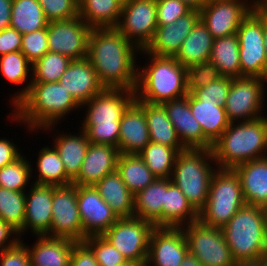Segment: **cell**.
<instances>
[{
  "label": "cell",
  "instance_id": "cell-31",
  "mask_svg": "<svg viewBox=\"0 0 267 266\" xmlns=\"http://www.w3.org/2000/svg\"><path fill=\"white\" fill-rule=\"evenodd\" d=\"M213 41L214 39L207 27L199 20L185 38L175 58L185 68L208 62Z\"/></svg>",
  "mask_w": 267,
  "mask_h": 266
},
{
  "label": "cell",
  "instance_id": "cell-60",
  "mask_svg": "<svg viewBox=\"0 0 267 266\" xmlns=\"http://www.w3.org/2000/svg\"><path fill=\"white\" fill-rule=\"evenodd\" d=\"M257 5L267 16V0H257Z\"/></svg>",
  "mask_w": 267,
  "mask_h": 266
},
{
  "label": "cell",
  "instance_id": "cell-20",
  "mask_svg": "<svg viewBox=\"0 0 267 266\" xmlns=\"http://www.w3.org/2000/svg\"><path fill=\"white\" fill-rule=\"evenodd\" d=\"M199 20L200 12L190 10L175 22L166 26H158L153 40L145 50L157 56L175 57L180 51L185 38L190 34Z\"/></svg>",
  "mask_w": 267,
  "mask_h": 266
},
{
  "label": "cell",
  "instance_id": "cell-41",
  "mask_svg": "<svg viewBox=\"0 0 267 266\" xmlns=\"http://www.w3.org/2000/svg\"><path fill=\"white\" fill-rule=\"evenodd\" d=\"M25 192L0 187V219L20 233L25 219Z\"/></svg>",
  "mask_w": 267,
  "mask_h": 266
},
{
  "label": "cell",
  "instance_id": "cell-16",
  "mask_svg": "<svg viewBox=\"0 0 267 266\" xmlns=\"http://www.w3.org/2000/svg\"><path fill=\"white\" fill-rule=\"evenodd\" d=\"M249 3V4H248ZM257 5V0H224L201 8L200 20L213 39L236 34L242 20Z\"/></svg>",
  "mask_w": 267,
  "mask_h": 266
},
{
  "label": "cell",
  "instance_id": "cell-32",
  "mask_svg": "<svg viewBox=\"0 0 267 266\" xmlns=\"http://www.w3.org/2000/svg\"><path fill=\"white\" fill-rule=\"evenodd\" d=\"M79 134L62 133L53 140V146L60 155L66 174L72 180L78 176L90 144L83 129H80Z\"/></svg>",
  "mask_w": 267,
  "mask_h": 266
},
{
  "label": "cell",
  "instance_id": "cell-44",
  "mask_svg": "<svg viewBox=\"0 0 267 266\" xmlns=\"http://www.w3.org/2000/svg\"><path fill=\"white\" fill-rule=\"evenodd\" d=\"M83 242L92 250L99 266H118L128 262L102 235L88 236Z\"/></svg>",
  "mask_w": 267,
  "mask_h": 266
},
{
  "label": "cell",
  "instance_id": "cell-50",
  "mask_svg": "<svg viewBox=\"0 0 267 266\" xmlns=\"http://www.w3.org/2000/svg\"><path fill=\"white\" fill-rule=\"evenodd\" d=\"M0 266H31L29 251L21 239L0 252Z\"/></svg>",
  "mask_w": 267,
  "mask_h": 266
},
{
  "label": "cell",
  "instance_id": "cell-12",
  "mask_svg": "<svg viewBox=\"0 0 267 266\" xmlns=\"http://www.w3.org/2000/svg\"><path fill=\"white\" fill-rule=\"evenodd\" d=\"M265 82L267 83L266 79L259 77L232 78L224 106L230 122L253 121L264 116L262 110L266 91Z\"/></svg>",
  "mask_w": 267,
  "mask_h": 266
},
{
  "label": "cell",
  "instance_id": "cell-57",
  "mask_svg": "<svg viewBox=\"0 0 267 266\" xmlns=\"http://www.w3.org/2000/svg\"><path fill=\"white\" fill-rule=\"evenodd\" d=\"M186 6H188L191 10L200 11L202 8V1L201 0H180Z\"/></svg>",
  "mask_w": 267,
  "mask_h": 266
},
{
  "label": "cell",
  "instance_id": "cell-5",
  "mask_svg": "<svg viewBox=\"0 0 267 266\" xmlns=\"http://www.w3.org/2000/svg\"><path fill=\"white\" fill-rule=\"evenodd\" d=\"M141 52L149 57L150 64L143 69L138 68L136 100L162 104L188 94L187 68L175 57L153 55L145 49Z\"/></svg>",
  "mask_w": 267,
  "mask_h": 266
},
{
  "label": "cell",
  "instance_id": "cell-10",
  "mask_svg": "<svg viewBox=\"0 0 267 266\" xmlns=\"http://www.w3.org/2000/svg\"><path fill=\"white\" fill-rule=\"evenodd\" d=\"M155 225L137 217L119 218L102 236L127 261L146 265L149 241Z\"/></svg>",
  "mask_w": 267,
  "mask_h": 266
},
{
  "label": "cell",
  "instance_id": "cell-45",
  "mask_svg": "<svg viewBox=\"0 0 267 266\" xmlns=\"http://www.w3.org/2000/svg\"><path fill=\"white\" fill-rule=\"evenodd\" d=\"M49 51L47 27L22 35L21 52L34 64Z\"/></svg>",
  "mask_w": 267,
  "mask_h": 266
},
{
  "label": "cell",
  "instance_id": "cell-1",
  "mask_svg": "<svg viewBox=\"0 0 267 266\" xmlns=\"http://www.w3.org/2000/svg\"><path fill=\"white\" fill-rule=\"evenodd\" d=\"M137 50L139 53L140 50L116 27L94 28L88 39L87 59L104 88L135 91L139 66L136 64Z\"/></svg>",
  "mask_w": 267,
  "mask_h": 266
},
{
  "label": "cell",
  "instance_id": "cell-58",
  "mask_svg": "<svg viewBox=\"0 0 267 266\" xmlns=\"http://www.w3.org/2000/svg\"><path fill=\"white\" fill-rule=\"evenodd\" d=\"M234 266H260L259 259L251 260V261H238L234 264Z\"/></svg>",
  "mask_w": 267,
  "mask_h": 266
},
{
  "label": "cell",
  "instance_id": "cell-49",
  "mask_svg": "<svg viewBox=\"0 0 267 266\" xmlns=\"http://www.w3.org/2000/svg\"><path fill=\"white\" fill-rule=\"evenodd\" d=\"M157 26H166L175 22L191 9L180 0H156Z\"/></svg>",
  "mask_w": 267,
  "mask_h": 266
},
{
  "label": "cell",
  "instance_id": "cell-48",
  "mask_svg": "<svg viewBox=\"0 0 267 266\" xmlns=\"http://www.w3.org/2000/svg\"><path fill=\"white\" fill-rule=\"evenodd\" d=\"M220 77L217 68L211 62L195 64L187 68V90H194L207 86Z\"/></svg>",
  "mask_w": 267,
  "mask_h": 266
},
{
  "label": "cell",
  "instance_id": "cell-4",
  "mask_svg": "<svg viewBox=\"0 0 267 266\" xmlns=\"http://www.w3.org/2000/svg\"><path fill=\"white\" fill-rule=\"evenodd\" d=\"M135 99V91L122 88H104L81 107L87 111L82 122L90 143L118 148L120 120L124 110Z\"/></svg>",
  "mask_w": 267,
  "mask_h": 266
},
{
  "label": "cell",
  "instance_id": "cell-54",
  "mask_svg": "<svg viewBox=\"0 0 267 266\" xmlns=\"http://www.w3.org/2000/svg\"><path fill=\"white\" fill-rule=\"evenodd\" d=\"M20 238L19 233L15 229L0 219V252L15 245Z\"/></svg>",
  "mask_w": 267,
  "mask_h": 266
},
{
  "label": "cell",
  "instance_id": "cell-55",
  "mask_svg": "<svg viewBox=\"0 0 267 266\" xmlns=\"http://www.w3.org/2000/svg\"><path fill=\"white\" fill-rule=\"evenodd\" d=\"M13 0H0V31L10 27Z\"/></svg>",
  "mask_w": 267,
  "mask_h": 266
},
{
  "label": "cell",
  "instance_id": "cell-46",
  "mask_svg": "<svg viewBox=\"0 0 267 266\" xmlns=\"http://www.w3.org/2000/svg\"><path fill=\"white\" fill-rule=\"evenodd\" d=\"M38 2L49 22L79 16L78 0H38Z\"/></svg>",
  "mask_w": 267,
  "mask_h": 266
},
{
  "label": "cell",
  "instance_id": "cell-35",
  "mask_svg": "<svg viewBox=\"0 0 267 266\" xmlns=\"http://www.w3.org/2000/svg\"><path fill=\"white\" fill-rule=\"evenodd\" d=\"M79 17L92 29L113 28L119 23L122 4L118 0H78Z\"/></svg>",
  "mask_w": 267,
  "mask_h": 266
},
{
  "label": "cell",
  "instance_id": "cell-24",
  "mask_svg": "<svg viewBox=\"0 0 267 266\" xmlns=\"http://www.w3.org/2000/svg\"><path fill=\"white\" fill-rule=\"evenodd\" d=\"M162 105L181 143L187 149H203V131L190 111L189 93L184 97L164 102Z\"/></svg>",
  "mask_w": 267,
  "mask_h": 266
},
{
  "label": "cell",
  "instance_id": "cell-29",
  "mask_svg": "<svg viewBox=\"0 0 267 266\" xmlns=\"http://www.w3.org/2000/svg\"><path fill=\"white\" fill-rule=\"evenodd\" d=\"M118 218L134 217V195L115 170L94 185Z\"/></svg>",
  "mask_w": 267,
  "mask_h": 266
},
{
  "label": "cell",
  "instance_id": "cell-33",
  "mask_svg": "<svg viewBox=\"0 0 267 266\" xmlns=\"http://www.w3.org/2000/svg\"><path fill=\"white\" fill-rule=\"evenodd\" d=\"M72 59L60 53L48 51L43 57L32 64L31 79L28 85L12 96L11 105L15 106L28 92L30 83L59 82L61 76L71 63Z\"/></svg>",
  "mask_w": 267,
  "mask_h": 266
},
{
  "label": "cell",
  "instance_id": "cell-6",
  "mask_svg": "<svg viewBox=\"0 0 267 266\" xmlns=\"http://www.w3.org/2000/svg\"><path fill=\"white\" fill-rule=\"evenodd\" d=\"M221 230L236 262L267 253V209L246 204Z\"/></svg>",
  "mask_w": 267,
  "mask_h": 266
},
{
  "label": "cell",
  "instance_id": "cell-61",
  "mask_svg": "<svg viewBox=\"0 0 267 266\" xmlns=\"http://www.w3.org/2000/svg\"><path fill=\"white\" fill-rule=\"evenodd\" d=\"M260 266H267V253L259 258Z\"/></svg>",
  "mask_w": 267,
  "mask_h": 266
},
{
  "label": "cell",
  "instance_id": "cell-40",
  "mask_svg": "<svg viewBox=\"0 0 267 266\" xmlns=\"http://www.w3.org/2000/svg\"><path fill=\"white\" fill-rule=\"evenodd\" d=\"M178 153L173 147L150 141L138 155L157 178H170Z\"/></svg>",
  "mask_w": 267,
  "mask_h": 266
},
{
  "label": "cell",
  "instance_id": "cell-7",
  "mask_svg": "<svg viewBox=\"0 0 267 266\" xmlns=\"http://www.w3.org/2000/svg\"><path fill=\"white\" fill-rule=\"evenodd\" d=\"M216 170L211 149L188 148L178 153L170 179L199 212L206 204Z\"/></svg>",
  "mask_w": 267,
  "mask_h": 266
},
{
  "label": "cell",
  "instance_id": "cell-39",
  "mask_svg": "<svg viewBox=\"0 0 267 266\" xmlns=\"http://www.w3.org/2000/svg\"><path fill=\"white\" fill-rule=\"evenodd\" d=\"M37 159V179L32 182L37 185L64 186L72 183L66 174L63 162L54 146H45L39 150Z\"/></svg>",
  "mask_w": 267,
  "mask_h": 266
},
{
  "label": "cell",
  "instance_id": "cell-11",
  "mask_svg": "<svg viewBox=\"0 0 267 266\" xmlns=\"http://www.w3.org/2000/svg\"><path fill=\"white\" fill-rule=\"evenodd\" d=\"M181 228L189 253L203 266H234L236 261L220 228L204 225L199 220Z\"/></svg>",
  "mask_w": 267,
  "mask_h": 266
},
{
  "label": "cell",
  "instance_id": "cell-21",
  "mask_svg": "<svg viewBox=\"0 0 267 266\" xmlns=\"http://www.w3.org/2000/svg\"><path fill=\"white\" fill-rule=\"evenodd\" d=\"M150 142L142 101L134 99L120 120L118 149L122 154H139Z\"/></svg>",
  "mask_w": 267,
  "mask_h": 266
},
{
  "label": "cell",
  "instance_id": "cell-2",
  "mask_svg": "<svg viewBox=\"0 0 267 266\" xmlns=\"http://www.w3.org/2000/svg\"><path fill=\"white\" fill-rule=\"evenodd\" d=\"M13 107L12 120L32 131L52 130L64 116L81 108L60 82L30 83L27 94Z\"/></svg>",
  "mask_w": 267,
  "mask_h": 266
},
{
  "label": "cell",
  "instance_id": "cell-19",
  "mask_svg": "<svg viewBox=\"0 0 267 266\" xmlns=\"http://www.w3.org/2000/svg\"><path fill=\"white\" fill-rule=\"evenodd\" d=\"M30 187L25 192V219L19 237L29 229L36 236L47 235L51 229L53 186L32 184Z\"/></svg>",
  "mask_w": 267,
  "mask_h": 266
},
{
  "label": "cell",
  "instance_id": "cell-42",
  "mask_svg": "<svg viewBox=\"0 0 267 266\" xmlns=\"http://www.w3.org/2000/svg\"><path fill=\"white\" fill-rule=\"evenodd\" d=\"M31 161H27L26 157L21 155L14 162L7 164L0 169V187L6 189L26 192V186L30 182L32 175Z\"/></svg>",
  "mask_w": 267,
  "mask_h": 266
},
{
  "label": "cell",
  "instance_id": "cell-37",
  "mask_svg": "<svg viewBox=\"0 0 267 266\" xmlns=\"http://www.w3.org/2000/svg\"><path fill=\"white\" fill-rule=\"evenodd\" d=\"M116 171L133 195L157 179L138 154L120 153Z\"/></svg>",
  "mask_w": 267,
  "mask_h": 266
},
{
  "label": "cell",
  "instance_id": "cell-13",
  "mask_svg": "<svg viewBox=\"0 0 267 266\" xmlns=\"http://www.w3.org/2000/svg\"><path fill=\"white\" fill-rule=\"evenodd\" d=\"M157 27L156 0H132L122 5L116 28L139 50L151 43Z\"/></svg>",
  "mask_w": 267,
  "mask_h": 266
},
{
  "label": "cell",
  "instance_id": "cell-25",
  "mask_svg": "<svg viewBox=\"0 0 267 266\" xmlns=\"http://www.w3.org/2000/svg\"><path fill=\"white\" fill-rule=\"evenodd\" d=\"M189 106L203 131V149H211L230 124L225 108L217 102L198 100L192 93H189Z\"/></svg>",
  "mask_w": 267,
  "mask_h": 266
},
{
  "label": "cell",
  "instance_id": "cell-9",
  "mask_svg": "<svg viewBox=\"0 0 267 266\" xmlns=\"http://www.w3.org/2000/svg\"><path fill=\"white\" fill-rule=\"evenodd\" d=\"M241 77L267 80V57L264 47V12L256 5L242 20L237 31Z\"/></svg>",
  "mask_w": 267,
  "mask_h": 266
},
{
  "label": "cell",
  "instance_id": "cell-3",
  "mask_svg": "<svg viewBox=\"0 0 267 266\" xmlns=\"http://www.w3.org/2000/svg\"><path fill=\"white\" fill-rule=\"evenodd\" d=\"M211 150L220 169H234L247 161L266 157L267 116L253 121L230 122Z\"/></svg>",
  "mask_w": 267,
  "mask_h": 266
},
{
  "label": "cell",
  "instance_id": "cell-26",
  "mask_svg": "<svg viewBox=\"0 0 267 266\" xmlns=\"http://www.w3.org/2000/svg\"><path fill=\"white\" fill-rule=\"evenodd\" d=\"M234 170L240 177L246 204L267 209V156L242 163Z\"/></svg>",
  "mask_w": 267,
  "mask_h": 266
},
{
  "label": "cell",
  "instance_id": "cell-51",
  "mask_svg": "<svg viewBox=\"0 0 267 266\" xmlns=\"http://www.w3.org/2000/svg\"><path fill=\"white\" fill-rule=\"evenodd\" d=\"M69 266H99L92 250L84 242L74 244Z\"/></svg>",
  "mask_w": 267,
  "mask_h": 266
},
{
  "label": "cell",
  "instance_id": "cell-27",
  "mask_svg": "<svg viewBox=\"0 0 267 266\" xmlns=\"http://www.w3.org/2000/svg\"><path fill=\"white\" fill-rule=\"evenodd\" d=\"M32 248L27 246L31 266H69L76 241L68 238L38 235Z\"/></svg>",
  "mask_w": 267,
  "mask_h": 266
},
{
  "label": "cell",
  "instance_id": "cell-30",
  "mask_svg": "<svg viewBox=\"0 0 267 266\" xmlns=\"http://www.w3.org/2000/svg\"><path fill=\"white\" fill-rule=\"evenodd\" d=\"M142 109L145 112L151 142L173 147L178 152L187 149L181 143L176 129L162 104H151L142 101Z\"/></svg>",
  "mask_w": 267,
  "mask_h": 266
},
{
  "label": "cell",
  "instance_id": "cell-64",
  "mask_svg": "<svg viewBox=\"0 0 267 266\" xmlns=\"http://www.w3.org/2000/svg\"><path fill=\"white\" fill-rule=\"evenodd\" d=\"M122 5L126 2L132 1V0H118Z\"/></svg>",
  "mask_w": 267,
  "mask_h": 266
},
{
  "label": "cell",
  "instance_id": "cell-63",
  "mask_svg": "<svg viewBox=\"0 0 267 266\" xmlns=\"http://www.w3.org/2000/svg\"><path fill=\"white\" fill-rule=\"evenodd\" d=\"M118 266H142L141 264H138L136 262H131V261H128L124 264H121V265H118Z\"/></svg>",
  "mask_w": 267,
  "mask_h": 266
},
{
  "label": "cell",
  "instance_id": "cell-53",
  "mask_svg": "<svg viewBox=\"0 0 267 266\" xmlns=\"http://www.w3.org/2000/svg\"><path fill=\"white\" fill-rule=\"evenodd\" d=\"M13 141H9L5 138L0 139V169L14 162L22 154L20 149L15 146Z\"/></svg>",
  "mask_w": 267,
  "mask_h": 266
},
{
  "label": "cell",
  "instance_id": "cell-59",
  "mask_svg": "<svg viewBox=\"0 0 267 266\" xmlns=\"http://www.w3.org/2000/svg\"><path fill=\"white\" fill-rule=\"evenodd\" d=\"M264 47L266 50V57H267V16L264 13Z\"/></svg>",
  "mask_w": 267,
  "mask_h": 266
},
{
  "label": "cell",
  "instance_id": "cell-18",
  "mask_svg": "<svg viewBox=\"0 0 267 266\" xmlns=\"http://www.w3.org/2000/svg\"><path fill=\"white\" fill-rule=\"evenodd\" d=\"M188 252L182 228L155 227L145 266H180Z\"/></svg>",
  "mask_w": 267,
  "mask_h": 266
},
{
  "label": "cell",
  "instance_id": "cell-43",
  "mask_svg": "<svg viewBox=\"0 0 267 266\" xmlns=\"http://www.w3.org/2000/svg\"><path fill=\"white\" fill-rule=\"evenodd\" d=\"M30 71H32V64L21 51L0 56V72L8 82L23 85L29 80Z\"/></svg>",
  "mask_w": 267,
  "mask_h": 266
},
{
  "label": "cell",
  "instance_id": "cell-17",
  "mask_svg": "<svg viewBox=\"0 0 267 266\" xmlns=\"http://www.w3.org/2000/svg\"><path fill=\"white\" fill-rule=\"evenodd\" d=\"M77 203L83 228V240L103 235L119 218L94 186H77Z\"/></svg>",
  "mask_w": 267,
  "mask_h": 266
},
{
  "label": "cell",
  "instance_id": "cell-34",
  "mask_svg": "<svg viewBox=\"0 0 267 266\" xmlns=\"http://www.w3.org/2000/svg\"><path fill=\"white\" fill-rule=\"evenodd\" d=\"M165 203V178L153 183L134 195V217L147 220L162 227V208Z\"/></svg>",
  "mask_w": 267,
  "mask_h": 266
},
{
  "label": "cell",
  "instance_id": "cell-36",
  "mask_svg": "<svg viewBox=\"0 0 267 266\" xmlns=\"http://www.w3.org/2000/svg\"><path fill=\"white\" fill-rule=\"evenodd\" d=\"M209 62L217 68L220 76L241 77L237 34L214 39Z\"/></svg>",
  "mask_w": 267,
  "mask_h": 266
},
{
  "label": "cell",
  "instance_id": "cell-47",
  "mask_svg": "<svg viewBox=\"0 0 267 266\" xmlns=\"http://www.w3.org/2000/svg\"><path fill=\"white\" fill-rule=\"evenodd\" d=\"M231 77L220 76L207 86L196 89L192 94L201 101L217 102L224 107L231 87Z\"/></svg>",
  "mask_w": 267,
  "mask_h": 266
},
{
  "label": "cell",
  "instance_id": "cell-52",
  "mask_svg": "<svg viewBox=\"0 0 267 266\" xmlns=\"http://www.w3.org/2000/svg\"><path fill=\"white\" fill-rule=\"evenodd\" d=\"M22 34L12 27L0 31V56L21 51Z\"/></svg>",
  "mask_w": 267,
  "mask_h": 266
},
{
  "label": "cell",
  "instance_id": "cell-23",
  "mask_svg": "<svg viewBox=\"0 0 267 266\" xmlns=\"http://www.w3.org/2000/svg\"><path fill=\"white\" fill-rule=\"evenodd\" d=\"M119 155L117 147L90 143L81 170L72 183L77 186H94L116 170Z\"/></svg>",
  "mask_w": 267,
  "mask_h": 266
},
{
  "label": "cell",
  "instance_id": "cell-38",
  "mask_svg": "<svg viewBox=\"0 0 267 266\" xmlns=\"http://www.w3.org/2000/svg\"><path fill=\"white\" fill-rule=\"evenodd\" d=\"M49 21L38 0H13L10 27L22 35L43 29Z\"/></svg>",
  "mask_w": 267,
  "mask_h": 266
},
{
  "label": "cell",
  "instance_id": "cell-62",
  "mask_svg": "<svg viewBox=\"0 0 267 266\" xmlns=\"http://www.w3.org/2000/svg\"><path fill=\"white\" fill-rule=\"evenodd\" d=\"M202 1V7L211 3L219 2V1H224V0H201Z\"/></svg>",
  "mask_w": 267,
  "mask_h": 266
},
{
  "label": "cell",
  "instance_id": "cell-15",
  "mask_svg": "<svg viewBox=\"0 0 267 266\" xmlns=\"http://www.w3.org/2000/svg\"><path fill=\"white\" fill-rule=\"evenodd\" d=\"M90 28L79 16L68 20L50 21L47 26L50 52L60 53L72 60L87 58Z\"/></svg>",
  "mask_w": 267,
  "mask_h": 266
},
{
  "label": "cell",
  "instance_id": "cell-56",
  "mask_svg": "<svg viewBox=\"0 0 267 266\" xmlns=\"http://www.w3.org/2000/svg\"><path fill=\"white\" fill-rule=\"evenodd\" d=\"M180 266H203V265L193 254L188 252Z\"/></svg>",
  "mask_w": 267,
  "mask_h": 266
},
{
  "label": "cell",
  "instance_id": "cell-8",
  "mask_svg": "<svg viewBox=\"0 0 267 266\" xmlns=\"http://www.w3.org/2000/svg\"><path fill=\"white\" fill-rule=\"evenodd\" d=\"M244 205L246 202L238 174L234 169L217 168L198 220L204 225L222 229Z\"/></svg>",
  "mask_w": 267,
  "mask_h": 266
},
{
  "label": "cell",
  "instance_id": "cell-14",
  "mask_svg": "<svg viewBox=\"0 0 267 266\" xmlns=\"http://www.w3.org/2000/svg\"><path fill=\"white\" fill-rule=\"evenodd\" d=\"M47 236L83 242V228L77 203V185L53 186L52 221Z\"/></svg>",
  "mask_w": 267,
  "mask_h": 266
},
{
  "label": "cell",
  "instance_id": "cell-22",
  "mask_svg": "<svg viewBox=\"0 0 267 266\" xmlns=\"http://www.w3.org/2000/svg\"><path fill=\"white\" fill-rule=\"evenodd\" d=\"M59 82L81 107L104 89L87 58L72 60Z\"/></svg>",
  "mask_w": 267,
  "mask_h": 266
},
{
  "label": "cell",
  "instance_id": "cell-28",
  "mask_svg": "<svg viewBox=\"0 0 267 266\" xmlns=\"http://www.w3.org/2000/svg\"><path fill=\"white\" fill-rule=\"evenodd\" d=\"M199 212L191 205L182 191L165 178V203L162 208V227L181 228L196 222Z\"/></svg>",
  "mask_w": 267,
  "mask_h": 266
}]
</instances>
